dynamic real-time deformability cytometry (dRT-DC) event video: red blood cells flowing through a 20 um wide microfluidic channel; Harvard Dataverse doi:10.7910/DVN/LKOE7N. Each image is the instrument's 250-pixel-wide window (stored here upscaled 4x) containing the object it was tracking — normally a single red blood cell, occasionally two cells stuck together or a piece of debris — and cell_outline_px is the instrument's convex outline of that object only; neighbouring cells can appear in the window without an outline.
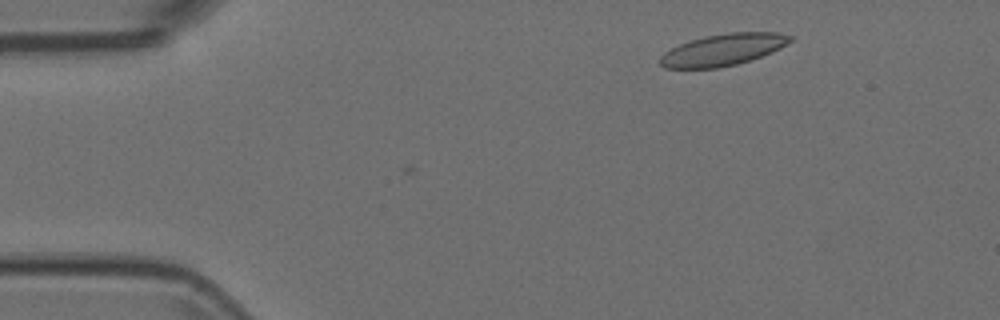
{"species": "Egyptian fruit bat (a non-hibernating species)", "species_latin": "Rousettus aegyptiacus", "temperature_condition": "room temperature", "stored_images_in_passage": 3, "camera_frame_rate_fps": 3000, "um_per_image_px": 0.085, "animal": {"sex": "female"}, "frame": {"image": 1, "passage_image": 3, "time_ms": 0.667, "image_size_px": [1000, 320], "cell_outline_px": [[796, 36], [788, 44], [772, 52], [736, 64], [720, 68], [664, 68], [660, 64], [660, 56], [664, 52], [688, 40], [704, 36], [728, 32], [780, 32]], "centroid_in_image_um": [61.48, 4.21], "position_along_channel_um": 23.5, "area_um2": 24.22}}